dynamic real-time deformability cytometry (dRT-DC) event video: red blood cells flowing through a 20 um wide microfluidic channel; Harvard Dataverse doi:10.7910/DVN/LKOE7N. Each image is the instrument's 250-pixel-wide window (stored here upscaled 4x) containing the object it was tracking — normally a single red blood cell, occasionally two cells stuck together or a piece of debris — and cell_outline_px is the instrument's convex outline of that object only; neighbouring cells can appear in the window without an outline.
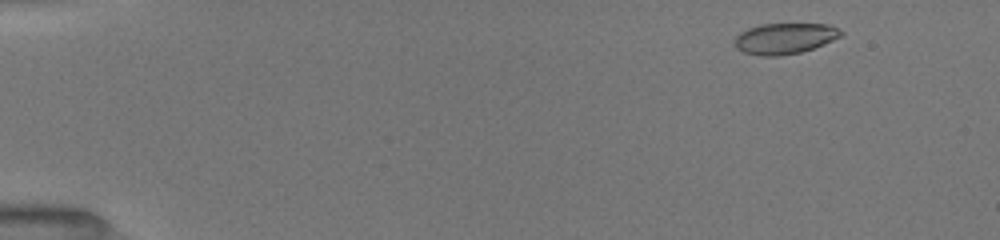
{"species": "common noctule bat (a hibernating species)", "species_latin": "Nyctalus noctula", "temperature_condition": "room temperature", "stored_images_in_passage": 49, "camera_frame_rate_fps": 3000, "um_per_image_px": 0.085, "animal": {"sex": "female", "body_mass_g": 19.5, "forearm_length_mm": 54.1}, "frame": {"image": 1, "passage_image": 3, "time_ms": 0.667, "image_size_px": [1000, 240], "cell_outline_px": [[844, 32], [840, 36], [824, 44], [800, 52], [780, 56], [760, 56], [744, 52], [736, 48], [736, 36], [740, 32], [748, 28], [760, 24], [828, 24]], "centroid_in_image_um": [66.68, 3.27], "position_along_channel_um": 18.3, "area_um2": 18.96}}
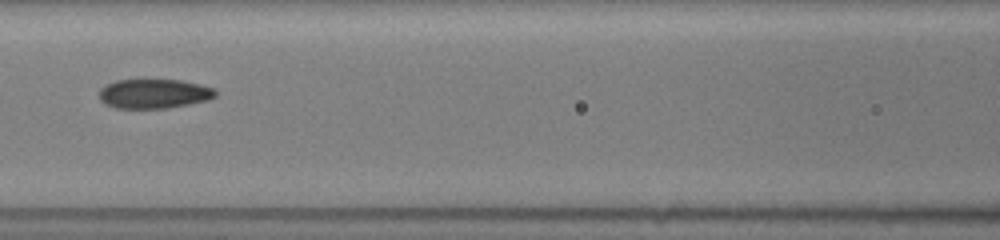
{"frame": {"image": 2, "passage_image": 22, "time_ms": 7.0, "image_size_px": [1000, 240], "cell_outline_px": [[216, 96], [208, 100], [168, 108], [116, 108], [104, 104], [100, 100], [100, 88], [116, 80], [180, 80], [200, 84], [216, 88]], "centroid_in_image_um": [13.1, 7.96], "position_along_channel_um": 153.5, "area_um2": 19.94}}
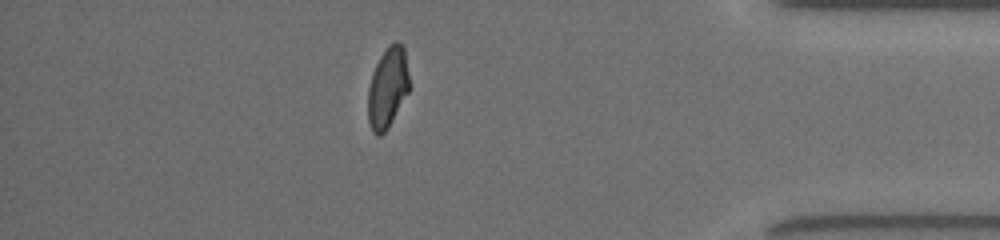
{"frame": {"image": 3, "passage_image": 43, "time_ms": 14.0, "image_size_px": [1000, 240], "cell_outline_px": [[412, 88], [388, 128], [380, 136], [376, 136], [372, 132], [368, 120], [368, 88], [372, 72], [380, 56], [388, 44], [396, 40], [404, 48]], "centroid_in_image_um": [32.98, 7.45], "position_along_channel_um": 402.2, "area_um2": 20.0}, "authors_computed_cell_mechanics": {"area_um2": 20.0566, "velocity_mm_per_s": 4.0194, "shape_relaxation_time_tau1_ms": 8.5624, "shape_relaxation_time_tau2_ms": 1.6933, "deformation_change_tau1": 0.2183, "deformation_change_tau2": 0.0717}}